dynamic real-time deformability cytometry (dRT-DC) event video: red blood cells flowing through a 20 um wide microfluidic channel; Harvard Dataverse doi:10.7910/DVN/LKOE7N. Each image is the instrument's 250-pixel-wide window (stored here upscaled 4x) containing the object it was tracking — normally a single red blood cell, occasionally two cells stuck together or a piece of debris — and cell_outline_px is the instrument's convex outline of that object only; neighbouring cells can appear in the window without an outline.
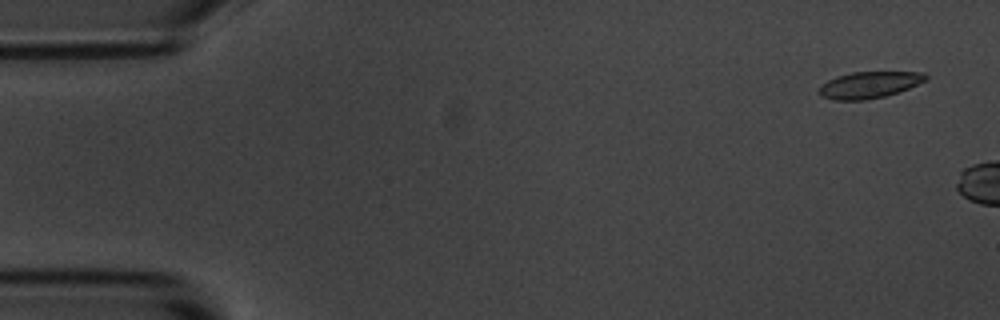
{"species": "common noctule bat (a hibernating species)", "species_latin": "Nyctalus noctula", "temperature_condition": "room temperature", "stored_images_in_passage": 2, "camera_frame_rate_fps": 3000, "um_per_image_px": 0.085, "animal": {"sex": "male", "body_mass_g": 20.1, "forearm_length_mm": 53.5}, "frame": {"image": 1, "passage_image": 1, "time_ms": 0.0, "image_size_px": [1000, 320], "cell_outline_px": [[928, 80], [908, 88], [884, 96], [864, 100], [832, 100], [820, 96], [816, 92], [816, 88], [820, 84], [836, 76], [852, 72], [924, 72], [928, 76]], "centroid_in_image_um": [73.81, 7.21], "position_along_channel_um": 11.2, "area_um2": 16.7}}